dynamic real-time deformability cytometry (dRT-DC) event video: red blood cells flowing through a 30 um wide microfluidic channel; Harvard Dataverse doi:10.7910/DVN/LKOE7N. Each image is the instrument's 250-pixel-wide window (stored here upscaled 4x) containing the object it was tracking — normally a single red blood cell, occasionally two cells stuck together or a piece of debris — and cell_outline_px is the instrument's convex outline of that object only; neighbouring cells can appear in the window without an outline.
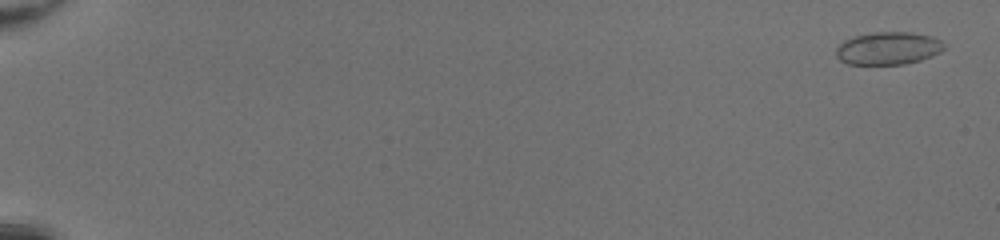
{"species": "common noctule bat (a hibernating species)", "species_latin": "Nyctalus noctula", "temperature_condition": "room temperature", "stored_images_in_passage": 52, "camera_frame_rate_fps": 3000, "um_per_image_px": 0.085, "animal": {"sex": "female", "body_mass_g": 20.0, "forearm_length_mm": 54.0}, "frame": {"image": 1, "passage_image": 2, "time_ms": 0.333, "image_size_px": [1000, 240], "cell_outline_px": [[944, 48], [940, 52], [932, 56], [920, 60], [904, 64], [848, 64], [840, 60], [836, 56], [836, 48], [844, 40], [856, 36], [872, 32], [908, 32], [932, 36], [940, 40], [944, 44]], "centroid_in_image_um": [75.49, 4.1], "position_along_channel_um": 9.5, "area_um2": 20.52}}
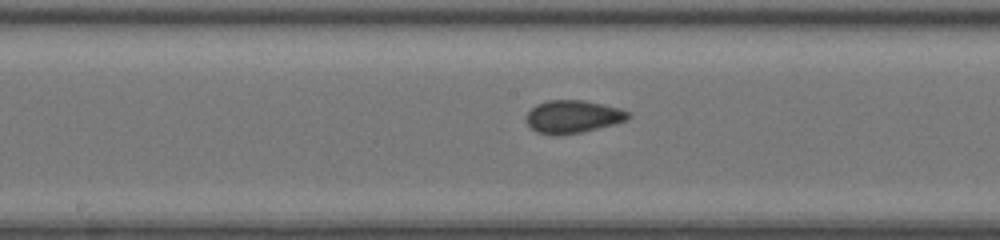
{"frame": {"image": 2, "passage_image": 30, "time_ms": 9.667, "image_size_px": [1000, 240], "cell_outline_px": [[632, 116], [628, 120], [616, 124], [580, 132], [556, 136], [536, 132], [528, 124], [528, 112], [536, 104], [548, 100], [584, 100], [620, 108], [628, 112]], "centroid_in_image_um": [48.73, 9.92], "position_along_channel_um": 199.5, "area_um2": 19.48}}
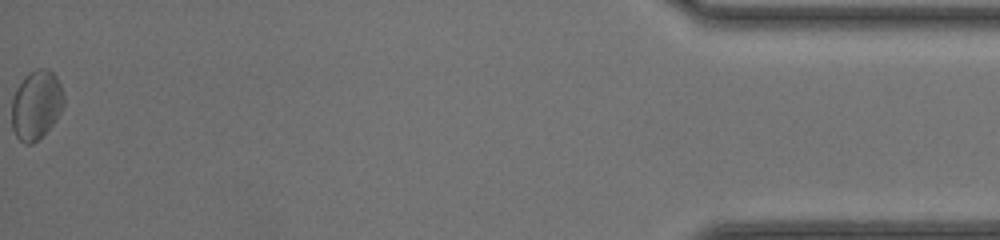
{"frame": {"image": 3, "passage_image": 52, "time_ms": 17.0, "image_size_px": [1000, 240], "cell_outline_px": [[64, 104], [56, 120], [32, 144], [24, 144], [16, 136], [12, 128], [12, 96], [16, 88], [24, 76], [28, 72], [36, 68], [48, 68], [56, 76], [60, 84], [64, 96]], "centroid_in_image_um": [3.07, 8.88], "position_along_channel_um": 432.1, "area_um2": 21.04}, "authors_computed_cell_mechanics": {"area_um2": 19.4497, "velocity_mm_per_s": 4.2728, "shape_relaxation_time_tau1_ms": 7.7221, "shape_relaxation_time_tau2_ms": 1.1477, "deformation_change_tau1": 0.1145, "deformation_change_tau2": 0.0604}}